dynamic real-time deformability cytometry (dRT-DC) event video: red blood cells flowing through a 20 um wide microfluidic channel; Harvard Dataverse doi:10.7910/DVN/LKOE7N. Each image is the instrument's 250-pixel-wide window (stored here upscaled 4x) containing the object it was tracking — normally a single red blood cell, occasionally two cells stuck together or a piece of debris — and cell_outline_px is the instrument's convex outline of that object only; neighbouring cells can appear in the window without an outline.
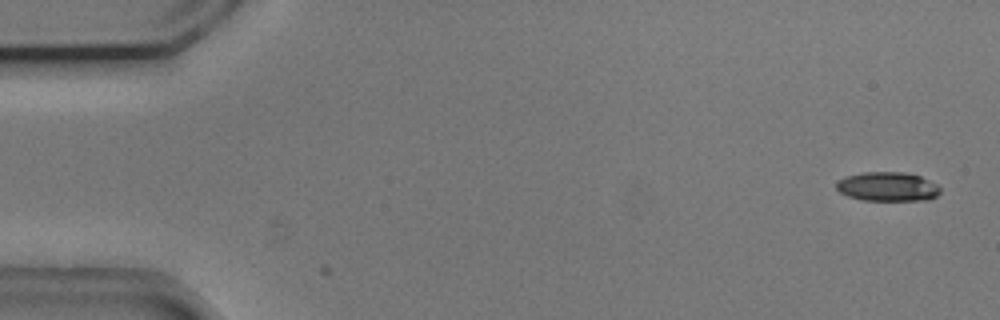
{"species": "common noctule bat (a hibernating species)", "species_latin": "Nyctalus noctula", "temperature_condition": "cold", "stored_images_in_passage": 2, "camera_frame_rate_fps": 3000, "um_per_image_px": 0.085, "animal": {"sex": "male", "body_mass_g": 20.5, "forearm_length_mm": 52.5}, "frame": {"image": 1, "passage_image": 2, "time_ms": 0.333, "image_size_px": [1000, 320], "cell_outline_px": [[940, 192], [936, 196], [928, 200], [864, 200], [848, 196], [840, 192], [836, 188], [836, 180], [844, 176], [864, 172], [904, 172], [920, 176], [936, 184], [940, 188]], "centroid_in_image_um": [75.42, 15.86], "position_along_channel_um": 9.6, "area_um2": 17.69}}